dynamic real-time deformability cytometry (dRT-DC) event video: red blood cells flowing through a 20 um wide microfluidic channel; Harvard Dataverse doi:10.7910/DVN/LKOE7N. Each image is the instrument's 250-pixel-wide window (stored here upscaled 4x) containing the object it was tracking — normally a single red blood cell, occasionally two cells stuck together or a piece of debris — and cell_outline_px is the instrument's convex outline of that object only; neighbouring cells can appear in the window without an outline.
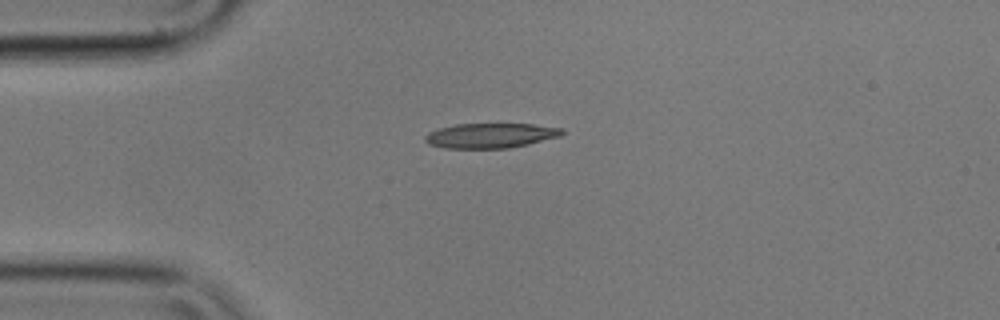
{"species": "common noctule bat (a hibernating species)", "species_latin": "Nyctalus noctula", "temperature_condition": "cold", "stored_images_in_passage": 43, "camera_frame_rate_fps": 3000, "um_per_image_px": 0.085, "animal": {"sex": "male", "body_mass_g": 17.9}, "frame": {"image": 1, "passage_image": 1, "time_ms": 0.0, "image_size_px": [1000, 320], "cell_outline_px": [[564, 132], [560, 136], [528, 144], [508, 148], [444, 148], [428, 144], [424, 140], [424, 136], [428, 132], [440, 128], [456, 124], [532, 124], [564, 128]], "centroid_in_image_um": [41.68, 11.52], "position_along_channel_um": 43.3, "area_um2": 19.83}}
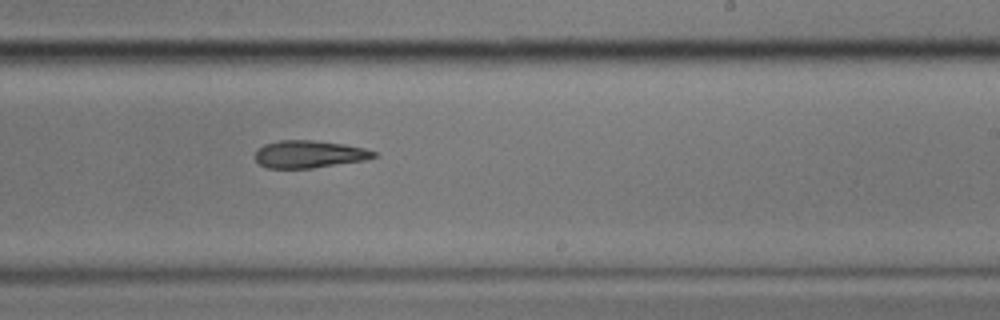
{"frame": {"image": 2, "passage_image": 21, "time_ms": 6.667, "image_size_px": [1000, 320], "cell_outline_px": [[376, 156], [364, 160], [312, 168], [268, 168], [260, 164], [256, 160], [256, 148], [264, 144], [280, 140], [312, 140], [344, 144], [364, 148], [376, 152]], "centroid_in_image_um": [26.25, 13.1], "position_along_channel_um": 262.8, "area_um2": 18.84}}
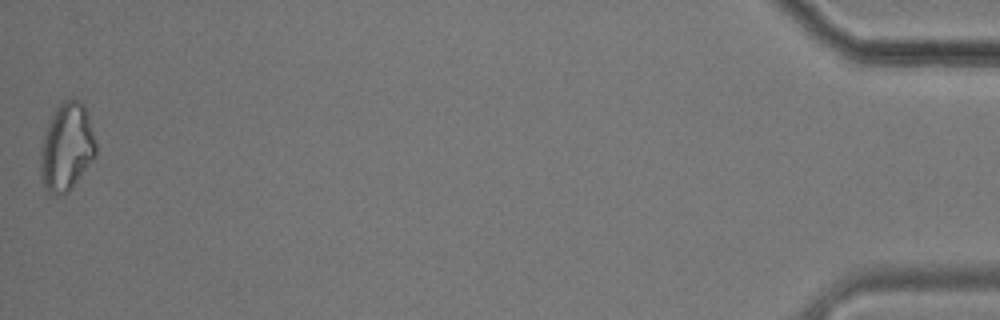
{"frame": {"image": 3, "passage_image": 43, "time_ms": 14.0, "image_size_px": [1000, 320], "cell_outline_px": [[96, 156], [72, 188], [64, 196], [56, 196], [48, 192], [40, 180], [40, 152], [44, 132], [48, 120], [56, 108], [64, 100], [76, 100], [84, 104], [88, 116], [96, 144]], "centroid_in_image_um": [5.64, 12.56], "position_along_channel_um": 429.6, "area_um2": 28.61}}